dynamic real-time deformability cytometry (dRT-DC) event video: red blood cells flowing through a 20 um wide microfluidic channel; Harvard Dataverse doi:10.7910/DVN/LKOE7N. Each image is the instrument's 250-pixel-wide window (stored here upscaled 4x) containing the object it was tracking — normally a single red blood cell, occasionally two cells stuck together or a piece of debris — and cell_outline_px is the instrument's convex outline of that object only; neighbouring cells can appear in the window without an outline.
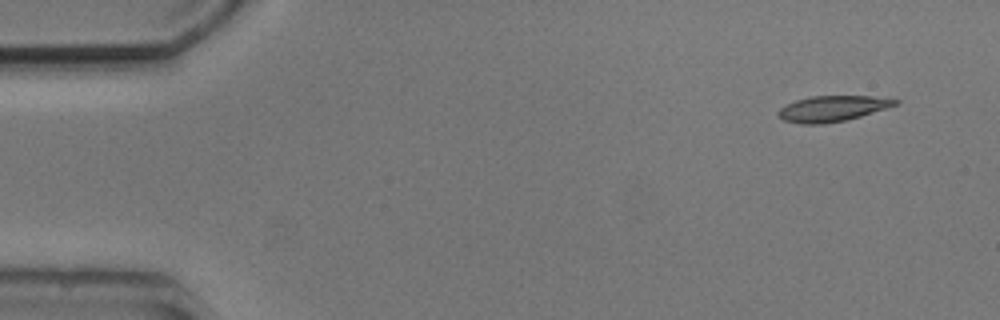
{"species": "common noctule bat (a hibernating species)", "species_latin": "Nyctalus noctula", "temperature_condition": "cold", "stored_images_in_passage": 4, "camera_frame_rate_fps": 3000, "um_per_image_px": 0.085, "animal": {"sex": "male", "body_mass_g": 20.5, "forearm_length_mm": 52.5}, "frame": {"image": 1, "passage_image": 1, "time_ms": 0.0, "image_size_px": [1000, 320], "cell_outline_px": [[900, 104], [888, 108], [860, 116], [844, 120], [824, 124], [800, 124], [784, 120], [776, 112], [780, 108], [796, 100], [812, 96], [872, 96], [900, 100]], "centroid_in_image_um": [70.78, 9.23], "position_along_channel_um": 14.2, "area_um2": 17.46}}
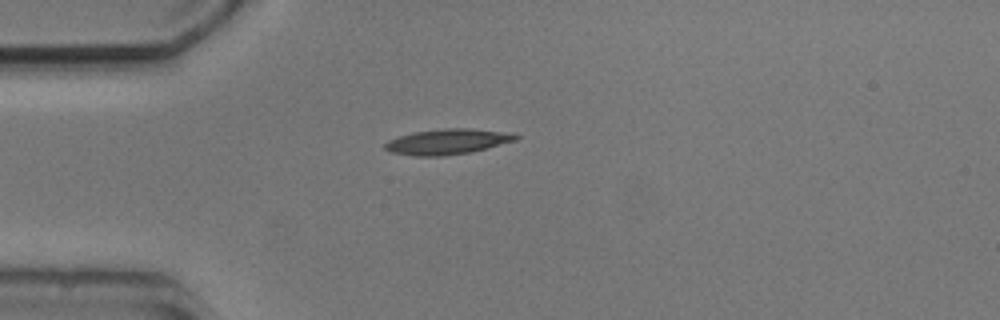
{"frame": {"image": 2, "passage_image": 4, "time_ms": 3.333, "image_size_px": [1000, 320], "cell_outline_px": [[520, 136], [516, 140], [468, 152], [444, 156], [416, 156], [388, 152], [384, 148], [384, 144], [388, 140], [412, 132], [444, 128], [472, 128], [516, 132]], "centroid_in_image_um": [38.04, 12.02], "position_along_channel_um": 47.0, "area_um2": 19.54}}